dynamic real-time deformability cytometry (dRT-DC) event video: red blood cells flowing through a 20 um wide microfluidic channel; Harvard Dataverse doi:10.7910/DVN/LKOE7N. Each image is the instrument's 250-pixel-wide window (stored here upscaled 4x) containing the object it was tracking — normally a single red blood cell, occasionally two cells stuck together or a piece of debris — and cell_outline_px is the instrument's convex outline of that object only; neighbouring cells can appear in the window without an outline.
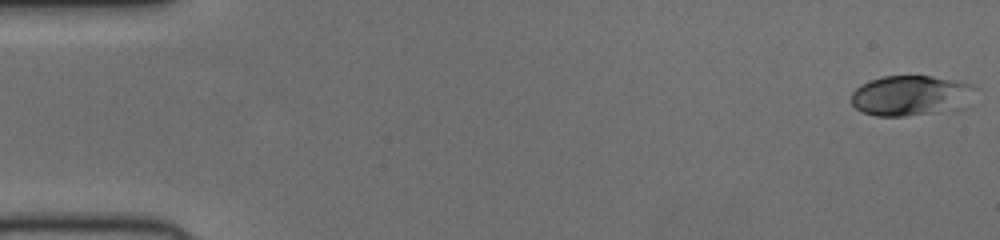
{"species": "human", "species_latin": "Homo sapiens", "temperature_condition": "cold", "stored_images_in_passage": 52, "camera_frame_rate_fps": 3000, "um_per_image_px": 0.085, "donor": {"sex": "female"}, "frame": {"image": 1, "passage_image": 1, "time_ms": 0.0, "image_size_px": [1000, 240], "cell_outline_px": [[980, 88], [964, 108], [956, 112], [904, 116], [876, 116], [864, 112], [856, 108], [852, 104], [852, 92], [860, 84], [884, 76], [932, 76], [956, 80], [972, 84]], "centroid_in_image_um": [77.55, 8.14], "position_along_channel_um": 7.5, "area_um2": 30.0}}
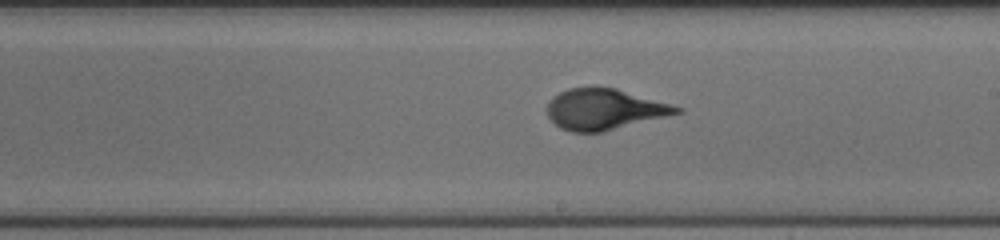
{"frame": {"image": 2, "passage_image": 30, "time_ms": 9.667, "image_size_px": [1000, 240], "cell_outline_px": [[684, 112], [600, 132], [572, 132], [560, 128], [548, 116], [548, 104], [560, 92], [568, 88], [616, 88], [684, 108]], "centroid_in_image_um": [51.4, 9.3], "position_along_channel_um": 237.6, "area_um2": 30.23}}
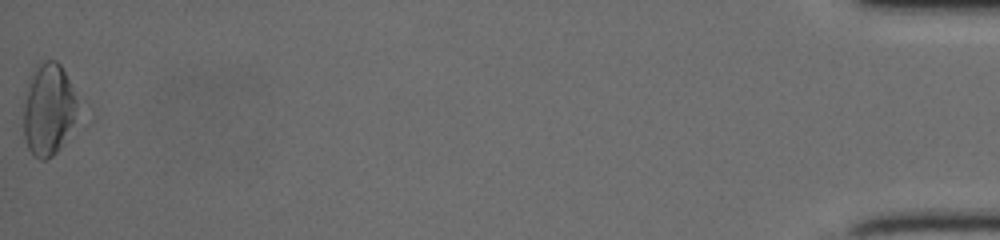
{"frame": {"image": 3, "passage_image": 52, "time_ms": 17.0, "image_size_px": [1000, 240], "cell_outline_px": [[80, 120], [60, 148], [52, 156], [44, 160], [40, 160], [28, 148], [24, 136], [24, 104], [28, 84], [32, 72], [36, 64], [44, 60], [56, 60], [60, 64], [68, 80], [76, 104]], "centroid_in_image_um": [4.14, 9.33], "position_along_channel_um": 431.1, "area_um2": 29.13}}